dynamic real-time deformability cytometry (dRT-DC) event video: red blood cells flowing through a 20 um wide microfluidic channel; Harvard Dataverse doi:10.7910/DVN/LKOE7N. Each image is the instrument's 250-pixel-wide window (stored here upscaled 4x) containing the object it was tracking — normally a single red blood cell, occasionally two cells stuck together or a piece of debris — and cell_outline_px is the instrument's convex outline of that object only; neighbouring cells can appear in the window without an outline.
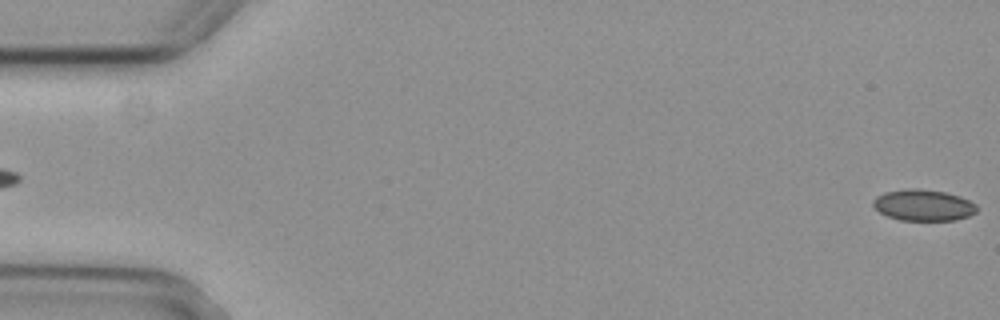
{"species": "common noctule bat (a hibernating species)", "species_latin": "Nyctalus noctula", "temperature_condition": "cold", "stored_images_in_passage": 4, "segment_of_instrument_passage": [2, 2], "camera_frame_rate_fps": 3000, "um_per_image_px": 0.085, "animal": {"sex": "female", "body_mass_g": 29.2, "forearm_length_mm": 56.3}, "frame": {"image": 1, "passage_image": 4, "time_ms": 1.0, "image_size_px": [1000, 320], "cell_outline_px": [[976, 212], [968, 216], [956, 220], [900, 220], [888, 216], [880, 212], [872, 204], [872, 200], [876, 196], [884, 192], [904, 188], [920, 188], [944, 192], [960, 196], [976, 204]], "centroid_in_image_um": [78.46, 17.42], "position_along_channel_um": 6.5, "area_um2": 18.96}}